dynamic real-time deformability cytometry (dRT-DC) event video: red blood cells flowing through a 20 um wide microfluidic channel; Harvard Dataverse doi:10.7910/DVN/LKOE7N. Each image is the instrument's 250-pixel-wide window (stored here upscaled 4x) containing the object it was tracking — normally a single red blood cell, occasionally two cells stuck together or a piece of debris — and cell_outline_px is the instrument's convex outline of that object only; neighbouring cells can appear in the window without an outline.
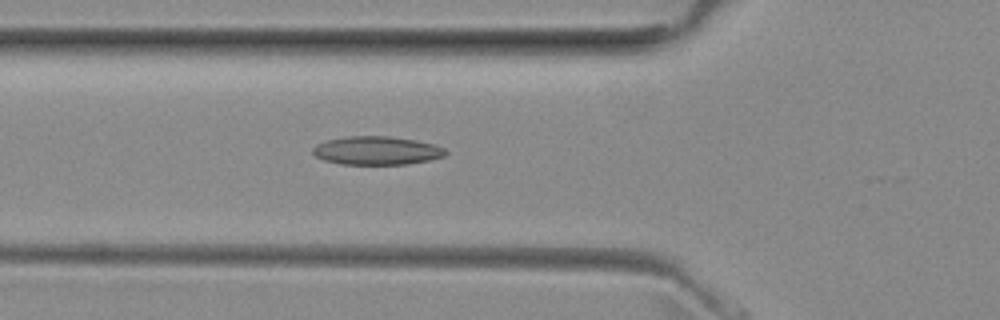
{"species": "common noctule bat (a hibernating species)", "species_latin": "Nyctalus noctula", "temperature_condition": "room temperature", "stored_images_in_passage": 51, "camera_frame_rate_fps": 3000, "um_per_image_px": 0.085, "animal": {"sex": "female", "body_mass_g": 29.2, "forearm_length_mm": 56.3}, "frame": {"image": 1, "passage_image": 18, "time_ms": 5.667, "image_size_px": [1000, 320], "cell_outline_px": [[448, 152], [444, 156], [428, 160], [408, 164], [340, 164], [324, 160], [316, 156], [312, 152], [312, 148], [316, 144], [328, 140], [344, 136], [388, 136], [416, 140], [436, 144], [444, 148]], "centroid_in_image_um": [32.02, 12.79], "position_along_channel_um": 93.8, "area_um2": 22.08}}
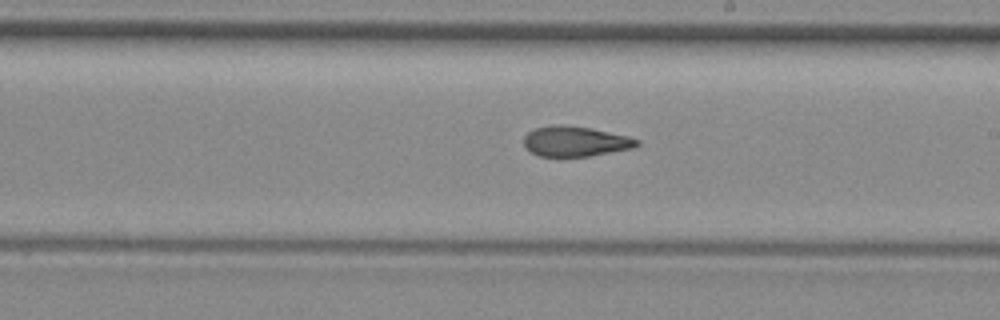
{"frame": {"image": 2, "passage_image": 29, "time_ms": 9.333, "image_size_px": [1000, 320], "cell_outline_px": [[640, 144], [636, 148], [588, 156], [540, 156], [532, 152], [524, 144], [524, 136], [528, 132], [536, 128], [588, 128], [628, 136], [640, 140]], "centroid_in_image_um": [48.99, 12.07], "position_along_channel_um": 240.0, "area_um2": 18.9}}
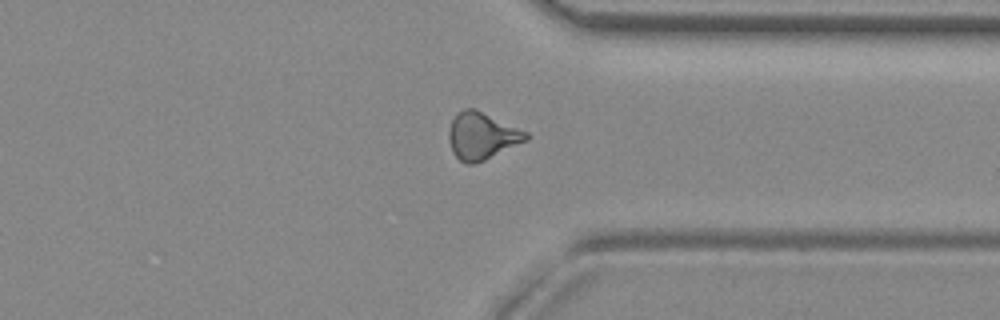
{"frame": {"image": 3, "passage_image": 39, "time_ms": 12.667, "image_size_px": [1000, 320], "cell_outline_px": [[532, 136], [528, 140], [484, 160], [472, 164], [464, 164], [452, 152], [448, 140], [448, 132], [452, 120], [456, 112], [464, 108], [476, 108], [528, 132]], "centroid_in_image_um": [40.96, 11.53], "position_along_channel_um": 370.4, "area_um2": 21.44}, "authors_computed_cell_mechanics": {"area_um2": 20.6924, "velocity_mm_per_s": 3.9828, "shape_relaxation_time_tau1_ms": null, "shape_relaxation_time_tau2_ms": 3.0924, "deformation_change_tau1": null, "deformation_change_tau2": 0.1113}}